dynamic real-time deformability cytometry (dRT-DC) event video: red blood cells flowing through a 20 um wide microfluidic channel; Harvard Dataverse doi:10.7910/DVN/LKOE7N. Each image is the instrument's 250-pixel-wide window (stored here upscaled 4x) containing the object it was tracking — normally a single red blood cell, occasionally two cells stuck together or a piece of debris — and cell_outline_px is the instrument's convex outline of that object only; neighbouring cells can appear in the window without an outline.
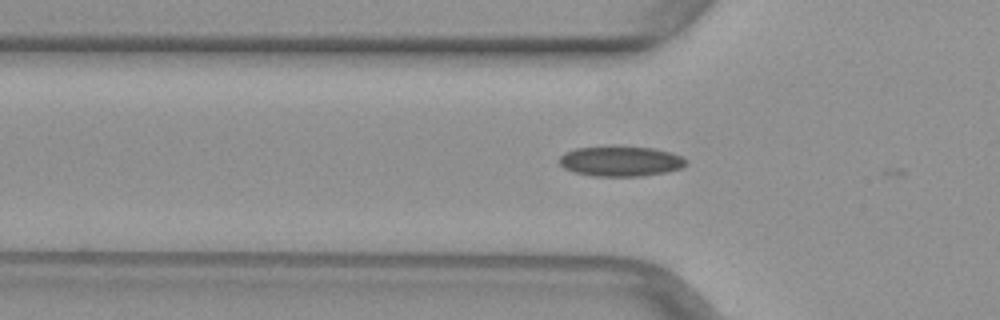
{"species": "common noctule bat (a hibernating species)", "species_latin": "Nyctalus noctula", "temperature_condition": "warm", "stored_images_in_passage": 6, "camera_frame_rate_fps": 3000, "um_per_image_px": 0.085, "animal": {"sex": "female", "body_mass_g": 29.2, "forearm_length_mm": 56.3}, "frame": {"image": 1, "passage_image": 5, "time_ms": 1.333, "image_size_px": [1000, 320], "cell_outline_px": [[688, 164], [684, 168], [668, 172], [640, 176], [592, 176], [572, 172], [564, 168], [560, 164], [560, 156], [564, 152], [576, 148], [608, 144], [616, 144], [652, 148], [672, 152], [688, 160]], "centroid_in_image_um": [52.76, 13.67], "position_along_channel_um": 73.0, "area_um2": 23.24}}